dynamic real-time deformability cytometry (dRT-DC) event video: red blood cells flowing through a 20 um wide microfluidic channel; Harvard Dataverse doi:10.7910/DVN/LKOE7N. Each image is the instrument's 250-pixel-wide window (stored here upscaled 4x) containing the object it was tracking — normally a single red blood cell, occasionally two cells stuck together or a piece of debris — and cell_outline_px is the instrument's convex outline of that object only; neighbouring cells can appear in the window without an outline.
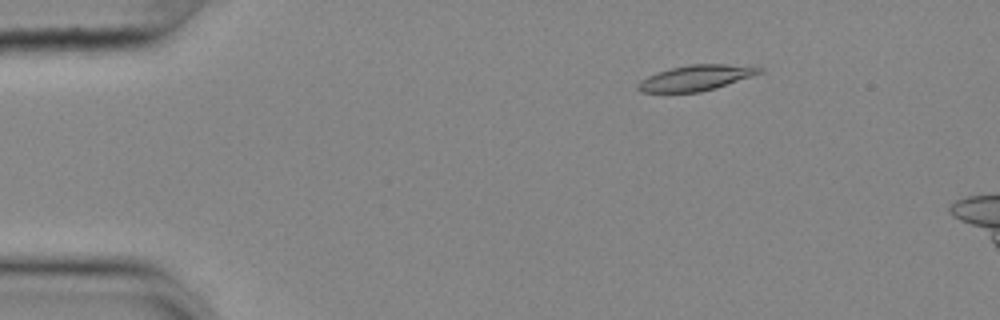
{"species": "common noctule bat (a hibernating species)", "species_latin": "Nyctalus noctula", "temperature_condition": "cold", "stored_images_in_passage": 55, "segment_of_instrument_passage": [1, 2], "camera_frame_rate_fps": 3000, "um_per_image_px": 0.085, "animal": {"sex": "female", "body_mass_g": 25.1}, "frame": {"image": 1, "passage_image": 7, "time_ms": 2.0, "image_size_px": [1000, 320], "cell_outline_px": [[764, 72], [716, 88], [700, 92], [640, 92], [636, 88], [636, 84], [640, 80], [656, 72], [672, 68], [692, 64], [724, 64], [764, 68]], "centroid_in_image_um": [59.12, 6.62], "position_along_channel_um": 25.9, "area_um2": 17.98}}
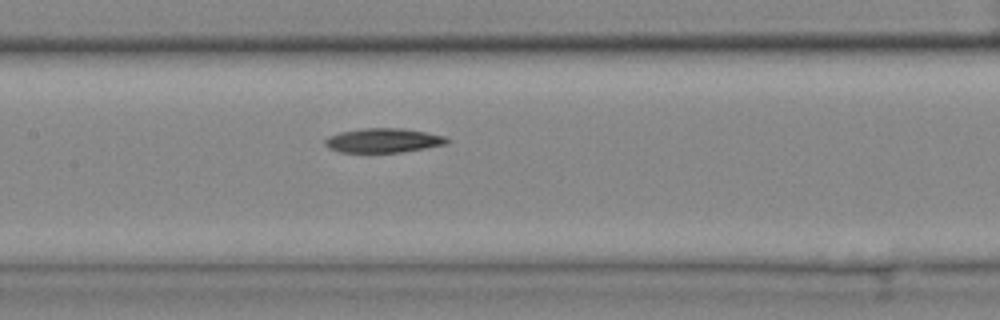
{"frame": {"image": 2, "passage_image": 25, "time_ms": 8.0, "image_size_px": [1000, 320], "cell_outline_px": [[452, 140], [448, 144], [400, 152], [340, 152], [328, 148], [324, 144], [324, 140], [328, 136], [340, 132], [364, 128], [400, 128], [424, 132], [444, 136]], "centroid_in_image_um": [32.57, 11.94], "position_along_channel_um": 174.8, "area_um2": 17.22}}
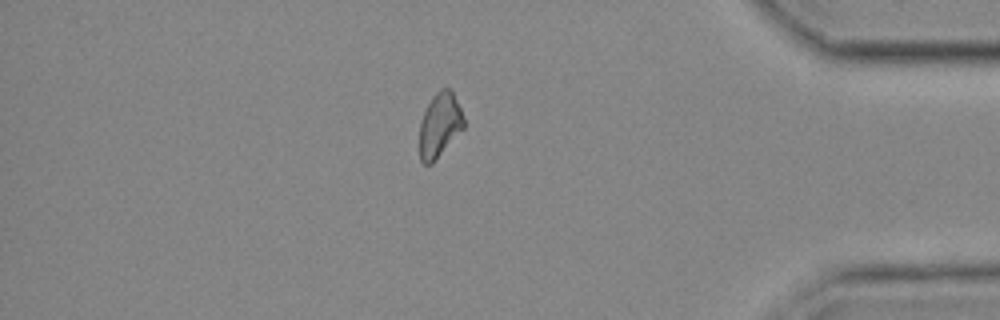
{"frame": {"image": 3, "passage_image": 46, "time_ms": 15.0, "image_size_px": [1000, 320], "cell_outline_px": [[464, 128], [432, 164], [424, 164], [420, 160], [420, 120], [432, 96], [440, 88], [448, 88], [452, 92], [460, 108], [464, 120]], "centroid_in_image_um": [37.36, 10.64], "position_along_channel_um": 397.8, "area_um2": 16.47}}